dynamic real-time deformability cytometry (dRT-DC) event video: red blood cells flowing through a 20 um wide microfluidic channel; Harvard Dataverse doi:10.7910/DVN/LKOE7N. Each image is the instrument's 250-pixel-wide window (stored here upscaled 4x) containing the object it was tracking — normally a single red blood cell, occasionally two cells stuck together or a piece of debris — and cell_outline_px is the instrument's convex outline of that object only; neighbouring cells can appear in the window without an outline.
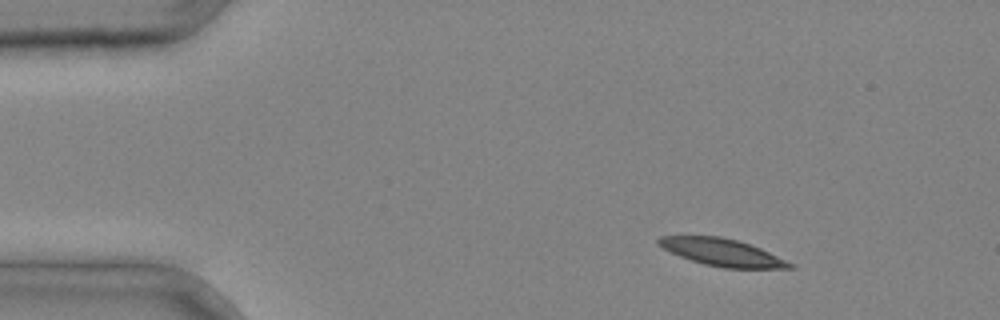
{"species": "common noctule bat (a hibernating species)", "species_latin": "Nyctalus noctula", "temperature_condition": "cold", "stored_images_in_passage": 4, "camera_frame_rate_fps": 3000, "um_per_image_px": 0.085, "animal": {"sex": "male", "body_mass_g": 20.4}, "frame": {"image": 1, "passage_image": 1, "time_ms": 0.0, "image_size_px": [1000, 320], "cell_outline_px": [[796, 268], [724, 268], [704, 264], [680, 256], [656, 244], [656, 240], [660, 236], [720, 236], [736, 240], [760, 248], [796, 264]], "centroid_in_image_um": [61.41, 21.45], "position_along_channel_um": 23.6, "area_um2": 20.69}}
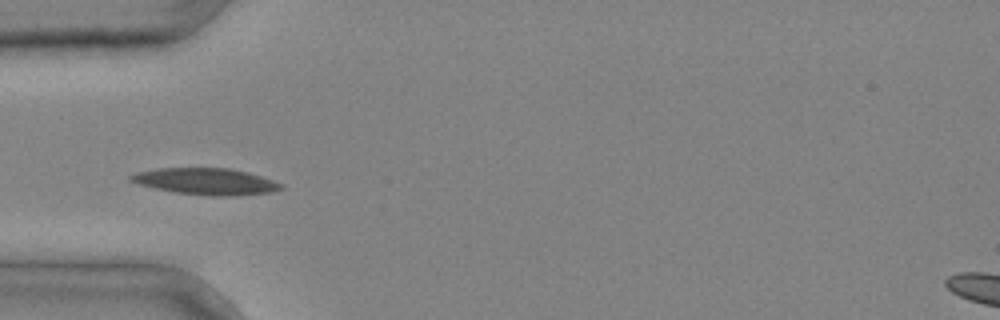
{"frame": {"image": 2, "passage_image": 3, "time_ms": 0.667, "image_size_px": [1000, 320], "cell_outline_px": [[284, 188], [272, 192], [232, 196], [212, 196], [176, 192], [156, 188], [140, 184], [128, 180], [128, 176], [136, 172], [160, 168], [232, 168], [248, 172], [284, 184]], "centroid_in_image_um": [17.53, 15.42], "position_along_channel_um": 67.5, "area_um2": 23.18}}